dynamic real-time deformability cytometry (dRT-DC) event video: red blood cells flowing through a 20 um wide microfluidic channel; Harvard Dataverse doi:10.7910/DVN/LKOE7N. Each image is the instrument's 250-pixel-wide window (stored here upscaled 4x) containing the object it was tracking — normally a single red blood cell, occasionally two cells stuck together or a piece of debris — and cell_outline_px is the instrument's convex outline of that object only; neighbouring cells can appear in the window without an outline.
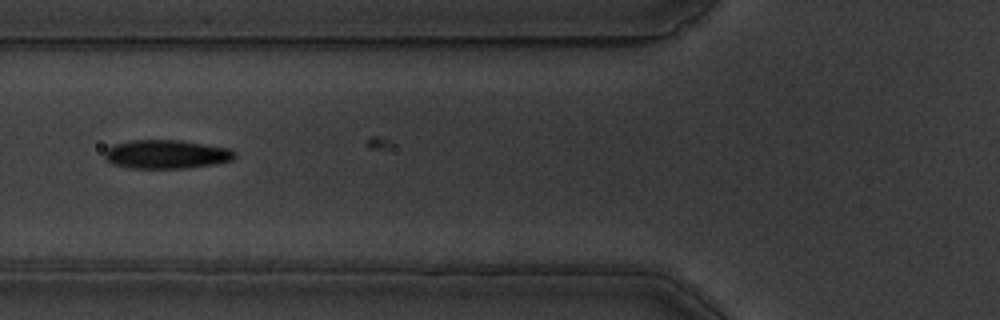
{"species": "common noctule bat (a hibernating species)", "species_latin": "Nyctalus noctula", "temperature_condition": "warm", "stored_images_in_passage": 7, "camera_frame_rate_fps": 3000, "um_per_image_px": 0.085, "animal": {"sex": "male", "body_mass_g": 19.5, "forearm_length_mm": 54.6}, "frame": {"image": 1, "passage_image": 3, "time_ms": 0.667, "image_size_px": [1000, 320], "cell_outline_px": [[236, 156], [232, 160], [216, 164], [188, 168], [128, 168], [112, 164], [104, 156], [104, 152], [108, 148], [116, 144], [132, 140], [180, 140], [232, 148], [236, 152]], "centroid_in_image_um": [14.19, 13.11], "position_along_channel_um": 111.6, "area_um2": 21.96}}
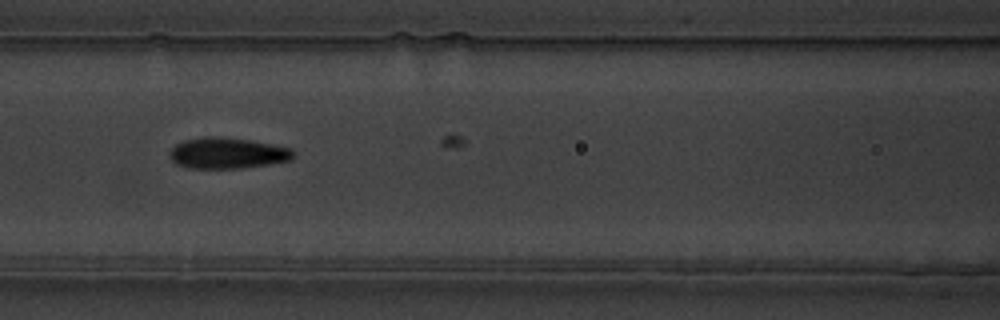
{"frame": {"image": 2, "passage_image": 6, "time_ms": 1.667, "image_size_px": [1000, 320], "cell_outline_px": [[292, 156], [288, 160], [268, 164], [240, 168], [188, 168], [176, 164], [168, 156], [168, 152], [176, 144], [184, 140], [200, 136], [220, 136], [248, 140], [292, 148]], "centroid_in_image_um": [19.23, 13.0], "position_along_channel_um": 147.4, "area_um2": 22.25}}